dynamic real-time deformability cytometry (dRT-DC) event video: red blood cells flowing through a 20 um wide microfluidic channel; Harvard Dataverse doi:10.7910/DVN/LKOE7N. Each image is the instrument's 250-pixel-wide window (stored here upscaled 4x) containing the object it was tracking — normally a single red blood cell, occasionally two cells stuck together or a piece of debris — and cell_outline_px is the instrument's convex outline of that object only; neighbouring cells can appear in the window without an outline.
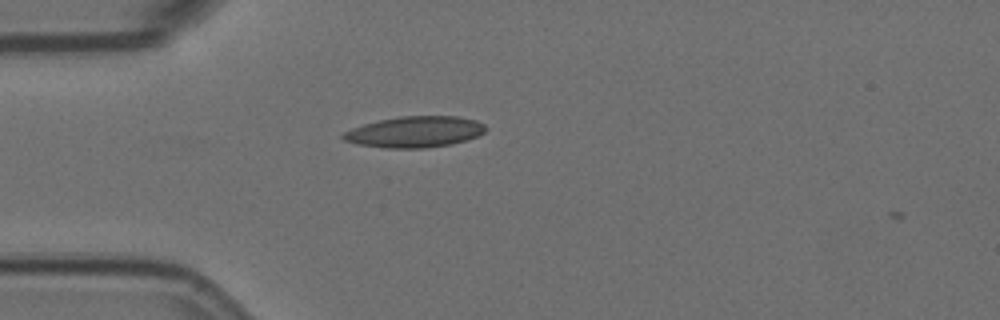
{"species": "Egyptian fruit bat (a non-hibernating species)", "species_latin": "Rousettus aegyptiacus", "temperature_condition": "room temperature", "stored_images_in_passage": 2, "camera_frame_rate_fps": 3000, "um_per_image_px": 0.085, "animal": {"sex": "female"}, "frame": {"image": 1, "passage_image": 1, "time_ms": 0.0, "image_size_px": [1000, 320], "cell_outline_px": [[488, 128], [484, 132], [468, 140], [452, 144], [428, 148], [388, 148], [356, 144], [344, 140], [340, 136], [344, 132], [352, 128], [364, 124], [380, 120], [400, 116], [456, 116], [476, 120], [484, 124]], "centroid_in_image_um": [35.28, 11.21], "position_along_channel_um": 49.7, "area_um2": 25.89}}